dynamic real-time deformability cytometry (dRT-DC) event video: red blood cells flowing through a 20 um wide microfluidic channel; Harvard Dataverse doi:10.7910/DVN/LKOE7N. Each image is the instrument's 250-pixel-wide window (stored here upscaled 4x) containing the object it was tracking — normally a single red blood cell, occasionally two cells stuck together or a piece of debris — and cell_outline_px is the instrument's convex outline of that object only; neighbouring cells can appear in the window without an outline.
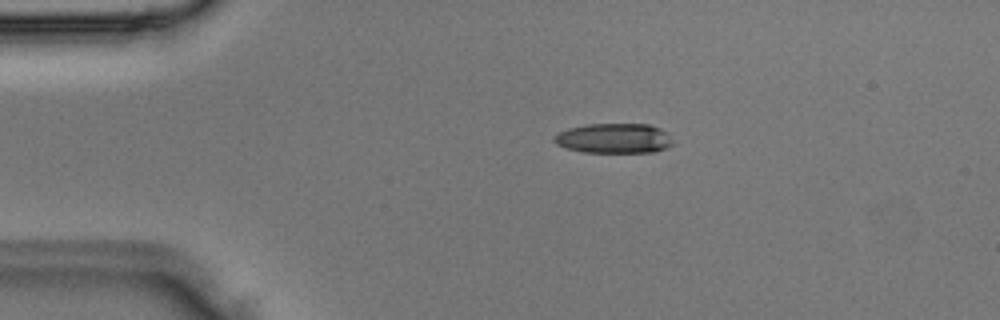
{"species": "Egyptian fruit bat (a non-hibernating species)", "species_latin": "Rousettus aegyptiacus", "temperature_condition": "room temperature", "stored_images_in_passage": 2, "camera_frame_rate_fps": 3000, "um_per_image_px": 0.085, "animal": {"sex": "male"}, "frame": {"image": 1, "passage_image": 1, "time_ms": 0.0, "image_size_px": [1000, 320], "cell_outline_px": [[672, 144], [656, 152], [584, 152], [564, 148], [556, 144], [552, 140], [552, 136], [568, 128], [584, 124], [648, 124], [660, 128], [668, 132]], "centroid_in_image_um": [52.14, 11.75], "position_along_channel_um": 32.9, "area_um2": 20.81}}